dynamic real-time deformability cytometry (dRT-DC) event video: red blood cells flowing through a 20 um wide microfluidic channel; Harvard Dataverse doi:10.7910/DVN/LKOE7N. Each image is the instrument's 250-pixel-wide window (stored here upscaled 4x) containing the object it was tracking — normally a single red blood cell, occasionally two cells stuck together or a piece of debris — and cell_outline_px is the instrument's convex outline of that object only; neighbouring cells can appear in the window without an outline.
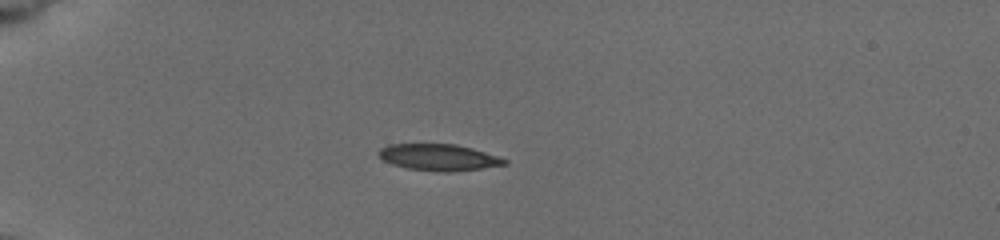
{"species": "common noctule bat (a hibernating species)", "species_latin": "Nyctalus noctula", "temperature_condition": "cold", "stored_images_in_passage": 40, "camera_frame_rate_fps": 3000, "um_per_image_px": 0.085, "animal": {"sex": "female", "body_mass_g": 19.5, "forearm_length_mm": 54.1}, "frame": {"image": 1, "passage_image": 1, "time_ms": 0.0, "image_size_px": [1000, 240], "cell_outline_px": [[508, 164], [480, 168], [448, 172], [436, 172], [408, 168], [392, 164], [384, 160], [376, 152], [380, 148], [388, 144], [456, 144], [472, 148], [508, 160]], "centroid_in_image_um": [37.26, 13.37], "position_along_channel_um": 47.7, "area_um2": 19.31}}
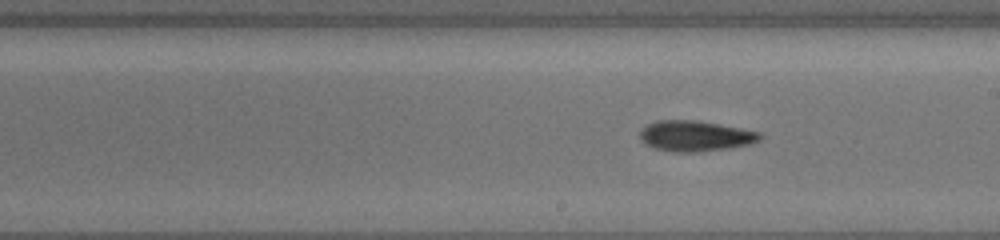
{"frame": {"image": 2, "passage_image": 18, "time_ms": 5.667, "image_size_px": [1000, 240], "cell_outline_px": [[764, 136], [760, 140], [752, 144], [732, 148], [696, 152], [676, 152], [656, 148], [644, 144], [640, 140], [640, 132], [648, 124], [656, 120], [696, 120], [720, 124], [760, 132]], "centroid_in_image_um": [59.14, 11.56], "position_along_channel_um": 229.9, "area_um2": 21.56}}
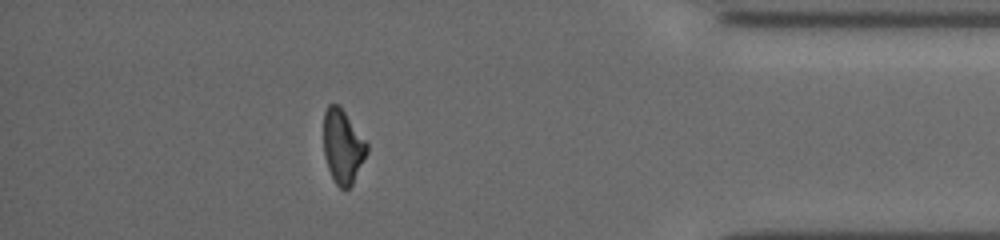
{"frame": {"image": 3, "passage_image": 34, "time_ms": 11.0, "image_size_px": [1000, 240], "cell_outline_px": [[368, 152], [352, 184], [348, 188], [340, 188], [336, 184], [328, 168], [324, 156], [324, 112], [328, 104], [340, 104], [368, 144]], "centroid_in_image_um": [29.13, 12.41], "position_along_channel_um": 406.1, "area_um2": 18.67}, "authors_computed_cell_mechanics": {"area_um2": 20.1144, "velocity_mm_per_s": 3.8608, "shape_relaxation_time_tau1_ms": 5.0683, "shape_relaxation_time_tau2_ms": null, "deformation_change_tau1": 0.1364, "deformation_change_tau2": null}}